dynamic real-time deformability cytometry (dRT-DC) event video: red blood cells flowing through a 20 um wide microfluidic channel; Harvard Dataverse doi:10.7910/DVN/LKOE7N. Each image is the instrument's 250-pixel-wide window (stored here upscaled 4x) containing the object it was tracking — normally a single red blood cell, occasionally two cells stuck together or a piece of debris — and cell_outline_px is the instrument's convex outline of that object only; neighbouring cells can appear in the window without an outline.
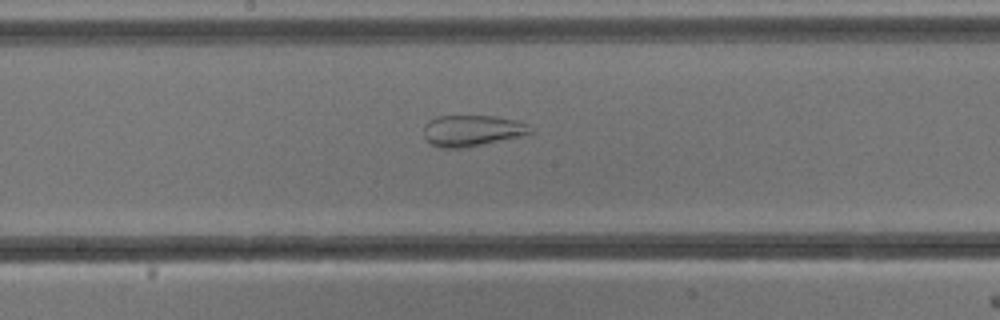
{"species": "common noctule bat (a hibernating species)", "species_latin": "Nyctalus noctula", "temperature_condition": "cold", "stored_images_in_passage": 28, "camera_frame_rate_fps": 3000, "um_per_image_px": 0.085, "animal": {"sex": "male", "body_mass_g": 13.3}, "frame": {"image": 1, "passage_image": 20, "time_ms": 6.333, "image_size_px": [1000, 320], "cell_outline_px": [[532, 132], [528, 136], [460, 148], [440, 148], [432, 144], [424, 136], [424, 124], [428, 120], [436, 116], [496, 116], [516, 120], [528, 124]], "centroid_in_image_um": [40.16, 11.1], "position_along_channel_um": 208.0, "area_um2": 19.59}}